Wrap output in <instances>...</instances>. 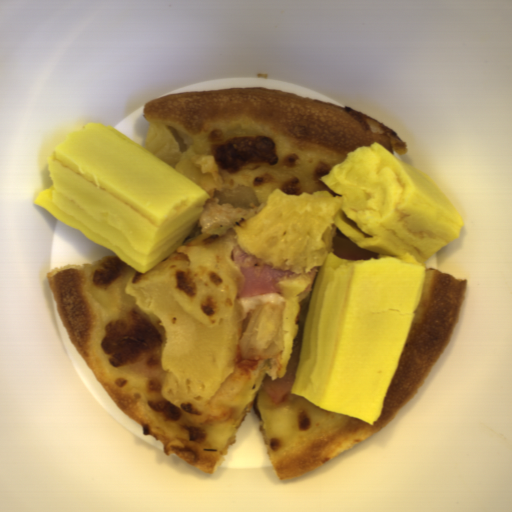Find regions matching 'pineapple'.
Returning <instances> with one entry per match:
<instances>
[{"mask_svg":"<svg viewBox=\"0 0 512 512\" xmlns=\"http://www.w3.org/2000/svg\"><path fill=\"white\" fill-rule=\"evenodd\" d=\"M135 306L157 316L163 329L162 371H170L184 396L211 398L240 360L266 359L283 350L284 309L260 305L239 323L209 325L178 298L170 280L147 274L123 285Z\"/></svg>","mask_w":512,"mask_h":512,"instance_id":"pineapple-1","label":"pineapple"},{"mask_svg":"<svg viewBox=\"0 0 512 512\" xmlns=\"http://www.w3.org/2000/svg\"><path fill=\"white\" fill-rule=\"evenodd\" d=\"M343 196L326 190L288 194L273 190L263 208L234 225L237 244L253 258L294 274L323 266L340 230Z\"/></svg>","mask_w":512,"mask_h":512,"instance_id":"pineapple-2","label":"pineapple"},{"mask_svg":"<svg viewBox=\"0 0 512 512\" xmlns=\"http://www.w3.org/2000/svg\"><path fill=\"white\" fill-rule=\"evenodd\" d=\"M143 148L190 178L206 193L212 187L211 174L199 170L194 151H180L178 143L168 125L161 122L149 123Z\"/></svg>","mask_w":512,"mask_h":512,"instance_id":"pineapple-3","label":"pineapple"},{"mask_svg":"<svg viewBox=\"0 0 512 512\" xmlns=\"http://www.w3.org/2000/svg\"><path fill=\"white\" fill-rule=\"evenodd\" d=\"M217 203L229 204L240 209L256 207L261 202L250 186H239L233 189H221L215 196Z\"/></svg>","mask_w":512,"mask_h":512,"instance_id":"pineapple-4","label":"pineapple"}]
</instances>
